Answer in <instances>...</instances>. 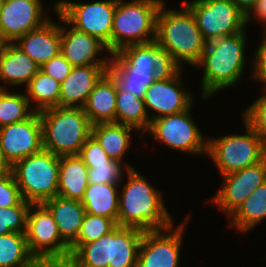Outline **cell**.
<instances>
[{
  "label": "cell",
  "instance_id": "2",
  "mask_svg": "<svg viewBox=\"0 0 266 267\" xmlns=\"http://www.w3.org/2000/svg\"><path fill=\"white\" fill-rule=\"evenodd\" d=\"M126 173L128 180L119 189L117 225L142 231L167 230L173 226L162 193L134 168Z\"/></svg>",
  "mask_w": 266,
  "mask_h": 267
},
{
  "label": "cell",
  "instance_id": "27",
  "mask_svg": "<svg viewBox=\"0 0 266 267\" xmlns=\"http://www.w3.org/2000/svg\"><path fill=\"white\" fill-rule=\"evenodd\" d=\"M121 184H88L81 203L85 212L118 220L119 187Z\"/></svg>",
  "mask_w": 266,
  "mask_h": 267
},
{
  "label": "cell",
  "instance_id": "30",
  "mask_svg": "<svg viewBox=\"0 0 266 267\" xmlns=\"http://www.w3.org/2000/svg\"><path fill=\"white\" fill-rule=\"evenodd\" d=\"M61 84L39 70L26 86V97L35 112L59 106Z\"/></svg>",
  "mask_w": 266,
  "mask_h": 267
},
{
  "label": "cell",
  "instance_id": "42",
  "mask_svg": "<svg viewBox=\"0 0 266 267\" xmlns=\"http://www.w3.org/2000/svg\"><path fill=\"white\" fill-rule=\"evenodd\" d=\"M29 267H74L70 257L35 258Z\"/></svg>",
  "mask_w": 266,
  "mask_h": 267
},
{
  "label": "cell",
  "instance_id": "13",
  "mask_svg": "<svg viewBox=\"0 0 266 267\" xmlns=\"http://www.w3.org/2000/svg\"><path fill=\"white\" fill-rule=\"evenodd\" d=\"M26 240L35 258L70 257L69 246L62 240L51 212L41 204H31L26 223Z\"/></svg>",
  "mask_w": 266,
  "mask_h": 267
},
{
  "label": "cell",
  "instance_id": "36",
  "mask_svg": "<svg viewBox=\"0 0 266 267\" xmlns=\"http://www.w3.org/2000/svg\"><path fill=\"white\" fill-rule=\"evenodd\" d=\"M86 166L88 167V184H121L124 170H128L124 164L114 159H110L105 164Z\"/></svg>",
  "mask_w": 266,
  "mask_h": 267
},
{
  "label": "cell",
  "instance_id": "40",
  "mask_svg": "<svg viewBox=\"0 0 266 267\" xmlns=\"http://www.w3.org/2000/svg\"><path fill=\"white\" fill-rule=\"evenodd\" d=\"M72 65L60 53L40 67V70L51 76L60 84L68 77Z\"/></svg>",
  "mask_w": 266,
  "mask_h": 267
},
{
  "label": "cell",
  "instance_id": "25",
  "mask_svg": "<svg viewBox=\"0 0 266 267\" xmlns=\"http://www.w3.org/2000/svg\"><path fill=\"white\" fill-rule=\"evenodd\" d=\"M132 129L136 132L137 130L133 127L108 122V123H97L92 125V136L99 142L101 147L104 149L106 154L114 160L125 164L126 168L131 169L133 166L128 163H124L123 157L127 153L131 145V131Z\"/></svg>",
  "mask_w": 266,
  "mask_h": 267
},
{
  "label": "cell",
  "instance_id": "32",
  "mask_svg": "<svg viewBox=\"0 0 266 267\" xmlns=\"http://www.w3.org/2000/svg\"><path fill=\"white\" fill-rule=\"evenodd\" d=\"M70 258L74 267H109L110 233L80 245Z\"/></svg>",
  "mask_w": 266,
  "mask_h": 267
},
{
  "label": "cell",
  "instance_id": "10",
  "mask_svg": "<svg viewBox=\"0 0 266 267\" xmlns=\"http://www.w3.org/2000/svg\"><path fill=\"white\" fill-rule=\"evenodd\" d=\"M70 26L100 39L111 53V33L116 0L94 1L92 3L58 0L53 6Z\"/></svg>",
  "mask_w": 266,
  "mask_h": 267
},
{
  "label": "cell",
  "instance_id": "20",
  "mask_svg": "<svg viewBox=\"0 0 266 267\" xmlns=\"http://www.w3.org/2000/svg\"><path fill=\"white\" fill-rule=\"evenodd\" d=\"M49 19L41 27L19 37L14 44L39 67L61 53V25Z\"/></svg>",
  "mask_w": 266,
  "mask_h": 267
},
{
  "label": "cell",
  "instance_id": "41",
  "mask_svg": "<svg viewBox=\"0 0 266 267\" xmlns=\"http://www.w3.org/2000/svg\"><path fill=\"white\" fill-rule=\"evenodd\" d=\"M253 57V71H251L250 78L261 82L266 87V36L262 37V41L255 50Z\"/></svg>",
  "mask_w": 266,
  "mask_h": 267
},
{
  "label": "cell",
  "instance_id": "23",
  "mask_svg": "<svg viewBox=\"0 0 266 267\" xmlns=\"http://www.w3.org/2000/svg\"><path fill=\"white\" fill-rule=\"evenodd\" d=\"M117 87L106 73L96 84L83 107L92 124L114 122L116 118Z\"/></svg>",
  "mask_w": 266,
  "mask_h": 267
},
{
  "label": "cell",
  "instance_id": "18",
  "mask_svg": "<svg viewBox=\"0 0 266 267\" xmlns=\"http://www.w3.org/2000/svg\"><path fill=\"white\" fill-rule=\"evenodd\" d=\"M61 25V54L74 66L110 65L111 56L108 47L100 39L87 33L80 32L56 12ZM64 25V26H63ZM66 25V26H65ZM68 27V28H67ZM108 52L110 58H98L99 53Z\"/></svg>",
  "mask_w": 266,
  "mask_h": 267
},
{
  "label": "cell",
  "instance_id": "21",
  "mask_svg": "<svg viewBox=\"0 0 266 267\" xmlns=\"http://www.w3.org/2000/svg\"><path fill=\"white\" fill-rule=\"evenodd\" d=\"M40 70L38 64L26 53L21 51L14 43H0V85L27 86L30 80Z\"/></svg>",
  "mask_w": 266,
  "mask_h": 267
},
{
  "label": "cell",
  "instance_id": "22",
  "mask_svg": "<svg viewBox=\"0 0 266 267\" xmlns=\"http://www.w3.org/2000/svg\"><path fill=\"white\" fill-rule=\"evenodd\" d=\"M42 204L51 212L62 240L70 247L76 241L86 215L83 204L58 195Z\"/></svg>",
  "mask_w": 266,
  "mask_h": 267
},
{
  "label": "cell",
  "instance_id": "33",
  "mask_svg": "<svg viewBox=\"0 0 266 267\" xmlns=\"http://www.w3.org/2000/svg\"><path fill=\"white\" fill-rule=\"evenodd\" d=\"M34 112L26 94L0 90V127L24 121Z\"/></svg>",
  "mask_w": 266,
  "mask_h": 267
},
{
  "label": "cell",
  "instance_id": "38",
  "mask_svg": "<svg viewBox=\"0 0 266 267\" xmlns=\"http://www.w3.org/2000/svg\"><path fill=\"white\" fill-rule=\"evenodd\" d=\"M22 200L13 173L0 175V208L16 206Z\"/></svg>",
  "mask_w": 266,
  "mask_h": 267
},
{
  "label": "cell",
  "instance_id": "14",
  "mask_svg": "<svg viewBox=\"0 0 266 267\" xmlns=\"http://www.w3.org/2000/svg\"><path fill=\"white\" fill-rule=\"evenodd\" d=\"M189 218L167 230L144 231L136 267H179L183 232Z\"/></svg>",
  "mask_w": 266,
  "mask_h": 267
},
{
  "label": "cell",
  "instance_id": "1",
  "mask_svg": "<svg viewBox=\"0 0 266 267\" xmlns=\"http://www.w3.org/2000/svg\"><path fill=\"white\" fill-rule=\"evenodd\" d=\"M163 1L156 16L155 42L170 68L183 69L182 63L196 67L205 50L204 41L191 10L181 2L176 10L166 9Z\"/></svg>",
  "mask_w": 266,
  "mask_h": 267
},
{
  "label": "cell",
  "instance_id": "34",
  "mask_svg": "<svg viewBox=\"0 0 266 267\" xmlns=\"http://www.w3.org/2000/svg\"><path fill=\"white\" fill-rule=\"evenodd\" d=\"M110 218L86 213L76 241L69 247L70 255L82 244L98 240L117 227Z\"/></svg>",
  "mask_w": 266,
  "mask_h": 267
},
{
  "label": "cell",
  "instance_id": "45",
  "mask_svg": "<svg viewBox=\"0 0 266 267\" xmlns=\"http://www.w3.org/2000/svg\"><path fill=\"white\" fill-rule=\"evenodd\" d=\"M12 166L8 163L4 156L1 144H0V175L10 174Z\"/></svg>",
  "mask_w": 266,
  "mask_h": 267
},
{
  "label": "cell",
  "instance_id": "47",
  "mask_svg": "<svg viewBox=\"0 0 266 267\" xmlns=\"http://www.w3.org/2000/svg\"><path fill=\"white\" fill-rule=\"evenodd\" d=\"M2 3H3V1L0 0V12H1Z\"/></svg>",
  "mask_w": 266,
  "mask_h": 267
},
{
  "label": "cell",
  "instance_id": "3",
  "mask_svg": "<svg viewBox=\"0 0 266 267\" xmlns=\"http://www.w3.org/2000/svg\"><path fill=\"white\" fill-rule=\"evenodd\" d=\"M170 69L155 41L134 44L112 54L107 74L116 84L117 92H129L144 98L147 88Z\"/></svg>",
  "mask_w": 266,
  "mask_h": 267
},
{
  "label": "cell",
  "instance_id": "29",
  "mask_svg": "<svg viewBox=\"0 0 266 267\" xmlns=\"http://www.w3.org/2000/svg\"><path fill=\"white\" fill-rule=\"evenodd\" d=\"M115 123L133 127L140 134L147 132L151 122L143 99L129 92H117Z\"/></svg>",
  "mask_w": 266,
  "mask_h": 267
},
{
  "label": "cell",
  "instance_id": "5",
  "mask_svg": "<svg viewBox=\"0 0 266 267\" xmlns=\"http://www.w3.org/2000/svg\"><path fill=\"white\" fill-rule=\"evenodd\" d=\"M43 149L57 156L78 155L92 134L83 108L52 107L39 112Z\"/></svg>",
  "mask_w": 266,
  "mask_h": 267
},
{
  "label": "cell",
  "instance_id": "4",
  "mask_svg": "<svg viewBox=\"0 0 266 267\" xmlns=\"http://www.w3.org/2000/svg\"><path fill=\"white\" fill-rule=\"evenodd\" d=\"M246 36L244 30L206 43L202 57L196 65V68H203V99H209L222 89L231 88L244 75Z\"/></svg>",
  "mask_w": 266,
  "mask_h": 267
},
{
  "label": "cell",
  "instance_id": "37",
  "mask_svg": "<svg viewBox=\"0 0 266 267\" xmlns=\"http://www.w3.org/2000/svg\"><path fill=\"white\" fill-rule=\"evenodd\" d=\"M243 120L266 142V90L243 111Z\"/></svg>",
  "mask_w": 266,
  "mask_h": 267
},
{
  "label": "cell",
  "instance_id": "17",
  "mask_svg": "<svg viewBox=\"0 0 266 267\" xmlns=\"http://www.w3.org/2000/svg\"><path fill=\"white\" fill-rule=\"evenodd\" d=\"M0 144L8 163L13 166L43 149L39 112L18 123L0 127Z\"/></svg>",
  "mask_w": 266,
  "mask_h": 267
},
{
  "label": "cell",
  "instance_id": "15",
  "mask_svg": "<svg viewBox=\"0 0 266 267\" xmlns=\"http://www.w3.org/2000/svg\"><path fill=\"white\" fill-rule=\"evenodd\" d=\"M43 8L41 0L3 1L0 12V43H14L27 32L41 27L50 19Z\"/></svg>",
  "mask_w": 266,
  "mask_h": 267
},
{
  "label": "cell",
  "instance_id": "43",
  "mask_svg": "<svg viewBox=\"0 0 266 267\" xmlns=\"http://www.w3.org/2000/svg\"><path fill=\"white\" fill-rule=\"evenodd\" d=\"M257 18L259 22L266 24V0H258L256 2L255 7L251 10V12L246 16V24L253 21L251 18Z\"/></svg>",
  "mask_w": 266,
  "mask_h": 267
},
{
  "label": "cell",
  "instance_id": "26",
  "mask_svg": "<svg viewBox=\"0 0 266 267\" xmlns=\"http://www.w3.org/2000/svg\"><path fill=\"white\" fill-rule=\"evenodd\" d=\"M144 231L133 227L117 226L110 232L109 267H136Z\"/></svg>",
  "mask_w": 266,
  "mask_h": 267
},
{
  "label": "cell",
  "instance_id": "46",
  "mask_svg": "<svg viewBox=\"0 0 266 267\" xmlns=\"http://www.w3.org/2000/svg\"><path fill=\"white\" fill-rule=\"evenodd\" d=\"M266 25V24H265ZM264 33L262 34V36L264 35V36H266V27L264 26Z\"/></svg>",
  "mask_w": 266,
  "mask_h": 267
},
{
  "label": "cell",
  "instance_id": "12",
  "mask_svg": "<svg viewBox=\"0 0 266 267\" xmlns=\"http://www.w3.org/2000/svg\"><path fill=\"white\" fill-rule=\"evenodd\" d=\"M182 70L170 68L158 77L146 90L143 101L150 122L158 117L177 114L189 109L193 104V96L182 84ZM155 112V113H154Z\"/></svg>",
  "mask_w": 266,
  "mask_h": 267
},
{
  "label": "cell",
  "instance_id": "7",
  "mask_svg": "<svg viewBox=\"0 0 266 267\" xmlns=\"http://www.w3.org/2000/svg\"><path fill=\"white\" fill-rule=\"evenodd\" d=\"M60 156L42 149L12 166L22 198L41 204L57 196Z\"/></svg>",
  "mask_w": 266,
  "mask_h": 267
},
{
  "label": "cell",
  "instance_id": "11",
  "mask_svg": "<svg viewBox=\"0 0 266 267\" xmlns=\"http://www.w3.org/2000/svg\"><path fill=\"white\" fill-rule=\"evenodd\" d=\"M193 105L180 113L165 115L151 121L146 133L172 149L188 154L207 155V142L191 116Z\"/></svg>",
  "mask_w": 266,
  "mask_h": 267
},
{
  "label": "cell",
  "instance_id": "24",
  "mask_svg": "<svg viewBox=\"0 0 266 267\" xmlns=\"http://www.w3.org/2000/svg\"><path fill=\"white\" fill-rule=\"evenodd\" d=\"M88 186V167L78 155L60 156L57 195L66 199H83Z\"/></svg>",
  "mask_w": 266,
  "mask_h": 267
},
{
  "label": "cell",
  "instance_id": "19",
  "mask_svg": "<svg viewBox=\"0 0 266 267\" xmlns=\"http://www.w3.org/2000/svg\"><path fill=\"white\" fill-rule=\"evenodd\" d=\"M108 66L72 67L68 77L61 83L59 107L83 108L89 94L107 73Z\"/></svg>",
  "mask_w": 266,
  "mask_h": 267
},
{
  "label": "cell",
  "instance_id": "6",
  "mask_svg": "<svg viewBox=\"0 0 266 267\" xmlns=\"http://www.w3.org/2000/svg\"><path fill=\"white\" fill-rule=\"evenodd\" d=\"M164 0H116L111 54L122 48L155 41L156 16Z\"/></svg>",
  "mask_w": 266,
  "mask_h": 267
},
{
  "label": "cell",
  "instance_id": "8",
  "mask_svg": "<svg viewBox=\"0 0 266 267\" xmlns=\"http://www.w3.org/2000/svg\"><path fill=\"white\" fill-rule=\"evenodd\" d=\"M243 122V135L208 138L207 155L214 161L221 176L255 165L266 157V142Z\"/></svg>",
  "mask_w": 266,
  "mask_h": 267
},
{
  "label": "cell",
  "instance_id": "44",
  "mask_svg": "<svg viewBox=\"0 0 266 267\" xmlns=\"http://www.w3.org/2000/svg\"><path fill=\"white\" fill-rule=\"evenodd\" d=\"M237 8L246 16L255 7L258 0H231Z\"/></svg>",
  "mask_w": 266,
  "mask_h": 267
},
{
  "label": "cell",
  "instance_id": "31",
  "mask_svg": "<svg viewBox=\"0 0 266 267\" xmlns=\"http://www.w3.org/2000/svg\"><path fill=\"white\" fill-rule=\"evenodd\" d=\"M34 259L25 233L0 235V267H29Z\"/></svg>",
  "mask_w": 266,
  "mask_h": 267
},
{
  "label": "cell",
  "instance_id": "9",
  "mask_svg": "<svg viewBox=\"0 0 266 267\" xmlns=\"http://www.w3.org/2000/svg\"><path fill=\"white\" fill-rule=\"evenodd\" d=\"M193 13L206 43L242 32L247 27L246 15L231 0H183Z\"/></svg>",
  "mask_w": 266,
  "mask_h": 267
},
{
  "label": "cell",
  "instance_id": "39",
  "mask_svg": "<svg viewBox=\"0 0 266 267\" xmlns=\"http://www.w3.org/2000/svg\"><path fill=\"white\" fill-rule=\"evenodd\" d=\"M78 156L85 165L105 164L111 159L92 135L85 141Z\"/></svg>",
  "mask_w": 266,
  "mask_h": 267
},
{
  "label": "cell",
  "instance_id": "16",
  "mask_svg": "<svg viewBox=\"0 0 266 267\" xmlns=\"http://www.w3.org/2000/svg\"><path fill=\"white\" fill-rule=\"evenodd\" d=\"M224 182L211 201L228 217L266 181V157L259 163L223 175Z\"/></svg>",
  "mask_w": 266,
  "mask_h": 267
},
{
  "label": "cell",
  "instance_id": "28",
  "mask_svg": "<svg viewBox=\"0 0 266 267\" xmlns=\"http://www.w3.org/2000/svg\"><path fill=\"white\" fill-rule=\"evenodd\" d=\"M229 226L246 233L266 219V181L228 217Z\"/></svg>",
  "mask_w": 266,
  "mask_h": 267
},
{
  "label": "cell",
  "instance_id": "35",
  "mask_svg": "<svg viewBox=\"0 0 266 267\" xmlns=\"http://www.w3.org/2000/svg\"><path fill=\"white\" fill-rule=\"evenodd\" d=\"M30 202L24 199L16 206L0 208V235L26 233Z\"/></svg>",
  "mask_w": 266,
  "mask_h": 267
}]
</instances>
